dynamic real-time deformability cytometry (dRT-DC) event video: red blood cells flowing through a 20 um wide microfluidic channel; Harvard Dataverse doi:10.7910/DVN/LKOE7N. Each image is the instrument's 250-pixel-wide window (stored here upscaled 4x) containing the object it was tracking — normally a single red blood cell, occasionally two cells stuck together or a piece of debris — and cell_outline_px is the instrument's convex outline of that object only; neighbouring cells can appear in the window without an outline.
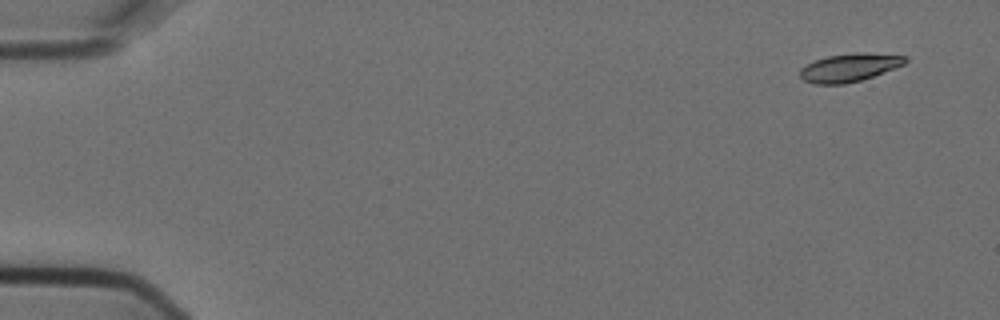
{"species": "Egyptian fruit bat (a non-hibernating species)", "species_latin": "Rousettus aegyptiacus", "temperature_condition": "cold", "stored_images_in_passage": 5, "camera_frame_rate_fps": 3000, "um_per_image_px": 0.085, "animal": {"sex": "female"}, "frame": {"image": 1, "passage_image": 1, "time_ms": 0.0, "image_size_px": [1000, 320], "cell_outline_px": [[908, 60], [904, 64], [872, 76], [860, 80], [844, 84], [812, 84], [804, 80], [800, 76], [800, 68], [816, 60], [828, 56], [856, 52], [908, 56]], "centroid_in_image_um": [72.18, 5.74], "position_along_channel_um": 12.8, "area_um2": 16.99}}